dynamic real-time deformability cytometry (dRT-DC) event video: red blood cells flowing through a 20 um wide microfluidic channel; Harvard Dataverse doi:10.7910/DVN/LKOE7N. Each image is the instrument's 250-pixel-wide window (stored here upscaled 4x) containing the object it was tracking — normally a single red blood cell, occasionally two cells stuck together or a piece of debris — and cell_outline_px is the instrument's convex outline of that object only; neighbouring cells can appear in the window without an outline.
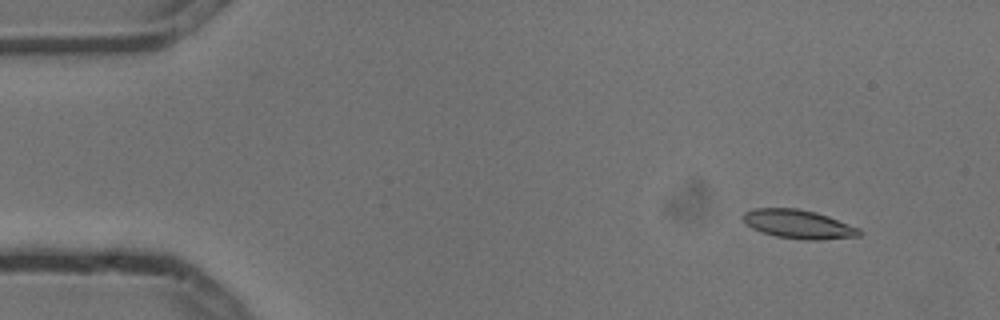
{"species": "common noctule bat (a hibernating species)", "species_latin": "Nyctalus noctula", "temperature_condition": "cold", "stored_images_in_passage": 5, "camera_frame_rate_fps": 3000, "um_per_image_px": 0.085, "animal": {"sex": "male", "body_mass_g": 13.3}, "frame": {"image": 1, "passage_image": 2, "time_ms": 0.333, "image_size_px": [1000, 320], "cell_outline_px": [[864, 232], [860, 236], [816, 240], [808, 240], [776, 236], [752, 228], [744, 220], [744, 212], [752, 208], [796, 208], [816, 212], [828, 216], [860, 228]], "centroid_in_image_um": [67.92, 19.05], "position_along_channel_um": 17.1, "area_um2": 19.36}}
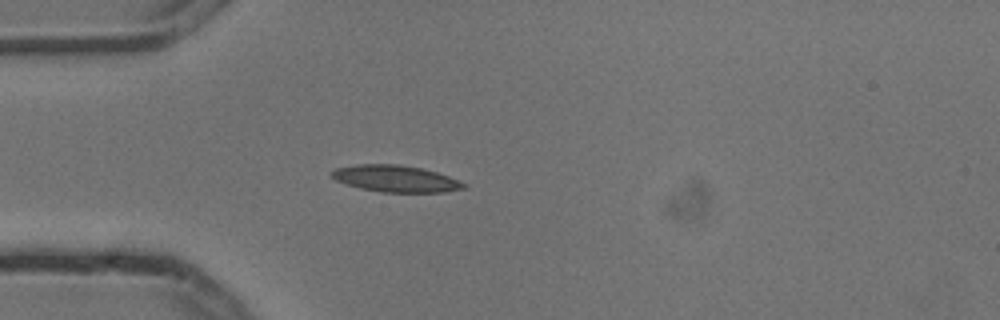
{"frame": {"image": 2, "passage_image": 5, "time_ms": 1.333, "image_size_px": [1000, 320], "cell_outline_px": [[468, 188], [444, 192], [380, 192], [360, 188], [336, 180], [332, 176], [332, 172], [336, 168], [360, 164], [400, 164], [420, 168], [436, 172], [448, 176], [468, 184]], "centroid_in_image_um": [33.69, 15.19], "position_along_channel_um": 51.3, "area_um2": 20.4}}